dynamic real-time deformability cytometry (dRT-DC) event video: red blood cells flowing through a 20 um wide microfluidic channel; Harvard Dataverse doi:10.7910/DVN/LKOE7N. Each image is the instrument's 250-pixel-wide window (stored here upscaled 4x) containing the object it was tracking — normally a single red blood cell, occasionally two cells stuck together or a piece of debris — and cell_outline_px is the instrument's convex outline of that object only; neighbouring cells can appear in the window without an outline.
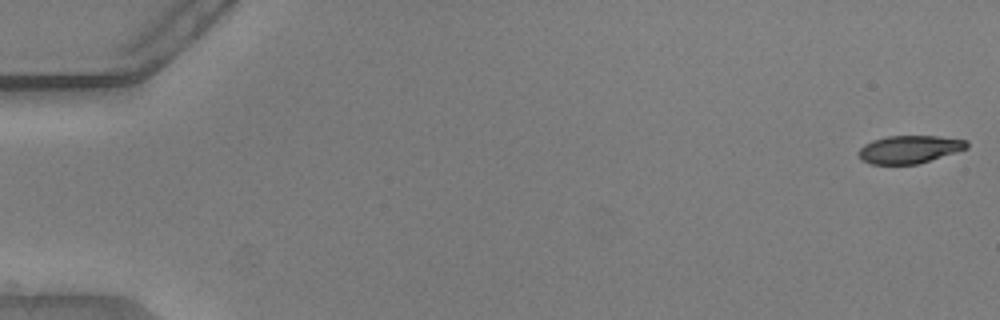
{"species": "common noctule bat (a hibernating species)", "species_latin": "Nyctalus noctula", "temperature_condition": "warm", "stored_images_in_passage": 54, "camera_frame_rate_fps": 3000, "um_per_image_px": 0.085, "animal": {"sex": "male", "body_mass_g": 20.5, "forearm_length_mm": 52.5}, "frame": {"image": 1, "passage_image": 1, "time_ms": 0.0, "image_size_px": [1000, 320], "cell_outline_px": [[968, 148], [916, 164], [872, 164], [860, 160], [856, 152], [864, 144], [872, 140], [888, 136], [936, 136], [968, 140]], "centroid_in_image_um": [77.25, 12.69], "position_along_channel_um": 7.8, "area_um2": 17.51}}
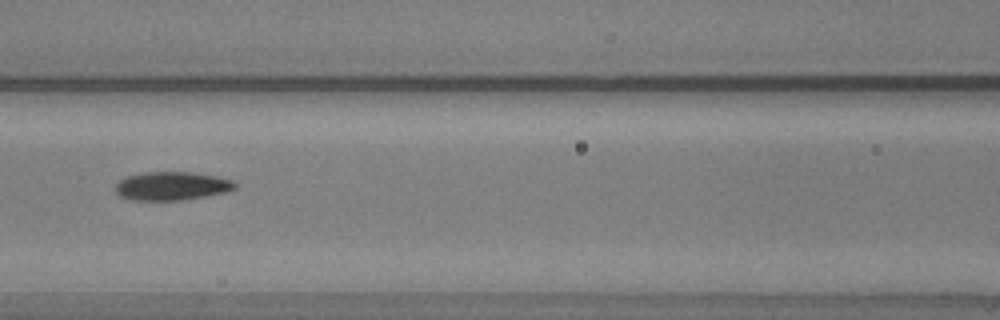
{"frame": {"image": 2, "passage_image": 25, "time_ms": 8.0, "image_size_px": [1000, 320], "cell_outline_px": [[236, 188], [224, 192], [204, 196], [180, 200], [128, 200], [120, 196], [116, 192], [116, 184], [120, 180], [128, 176], [148, 172], [192, 172], [216, 176], [232, 180], [236, 184]], "centroid_in_image_um": [14.59, 15.81], "position_along_channel_um": 152.0, "area_um2": 19.65}}
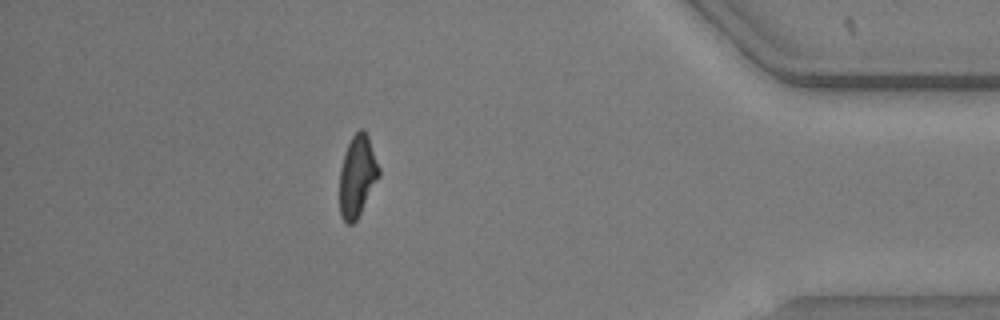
{"frame": {"image": 3, "passage_image": 48, "time_ms": 15.667, "image_size_px": [1000, 320], "cell_outline_px": [[380, 176], [356, 220], [352, 224], [348, 224], [340, 216], [340, 168], [348, 144], [352, 136], [360, 128], [364, 128], [368, 136], [380, 168]], "centroid_in_image_um": [30.38, 14.95], "position_along_channel_um": 404.8, "area_um2": 18.55}}